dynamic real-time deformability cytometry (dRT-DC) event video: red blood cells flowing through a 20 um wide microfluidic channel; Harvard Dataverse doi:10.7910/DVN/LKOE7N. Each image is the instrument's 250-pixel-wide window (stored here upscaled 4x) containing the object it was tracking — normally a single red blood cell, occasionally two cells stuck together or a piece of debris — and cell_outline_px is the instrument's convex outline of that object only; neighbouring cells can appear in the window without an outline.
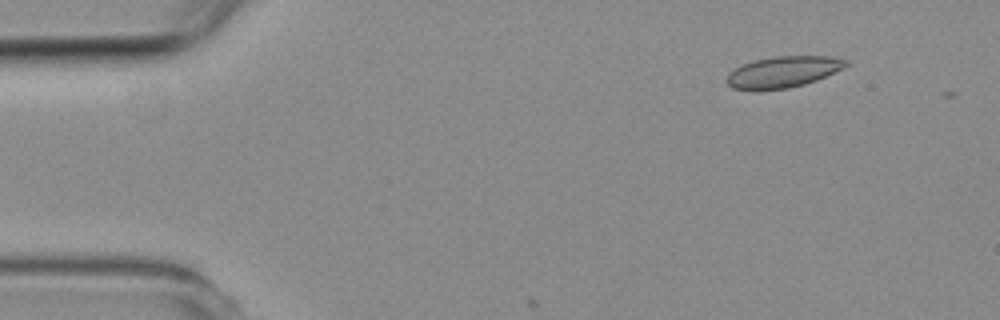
{"species": "common noctule bat (a hibernating species)", "species_latin": "Nyctalus noctula", "temperature_condition": "room temperature", "stored_images_in_passage": 4, "camera_frame_rate_fps": 3000, "um_per_image_px": 0.085, "animal": {"sex": "female", "body_mass_g": 19.3, "forearm_length_mm": 54.1}, "frame": {"image": 1, "passage_image": 2, "time_ms": 1.333, "image_size_px": [1000, 320], "cell_outline_px": [[848, 64], [844, 68], [816, 80], [804, 84], [788, 88], [732, 88], [724, 80], [728, 72], [744, 64], [756, 60], [780, 56], [832, 56], [848, 60]], "centroid_in_image_um": [66.6, 6.09], "position_along_channel_um": 18.4, "area_um2": 21.15}}